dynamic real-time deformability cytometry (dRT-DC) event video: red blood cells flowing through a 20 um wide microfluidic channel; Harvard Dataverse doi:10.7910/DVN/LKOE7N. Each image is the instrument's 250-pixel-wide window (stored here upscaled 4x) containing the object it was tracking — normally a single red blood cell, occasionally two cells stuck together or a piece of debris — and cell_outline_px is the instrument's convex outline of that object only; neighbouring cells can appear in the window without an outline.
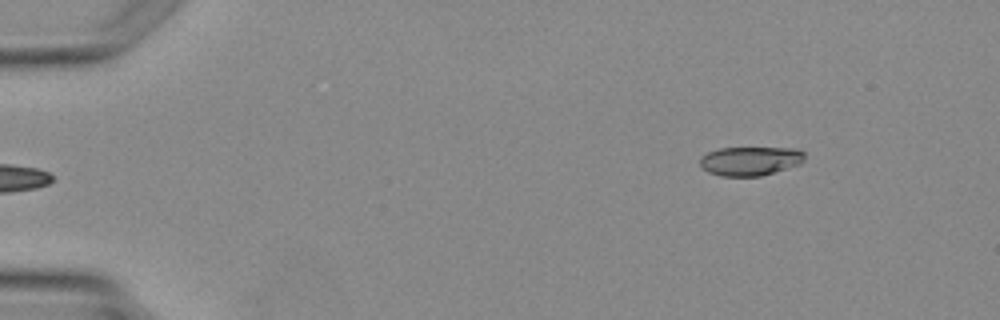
{"species": "Egyptian fruit bat (a non-hibernating species)", "species_latin": "Rousettus aegyptiacus", "temperature_condition": "warm", "stored_images_in_passage": 2, "camera_frame_rate_fps": 3000, "um_per_image_px": 0.085, "animal": {"sex": "female"}, "frame": {"image": 1, "passage_image": 1, "time_ms": 0.0, "image_size_px": [1000, 320], "cell_outline_px": [[804, 160], [800, 164], [788, 168], [760, 176], [720, 176], [708, 172], [700, 164], [700, 156], [708, 152], [720, 148], [796, 148], [804, 152]], "centroid_in_image_um": [63.77, 13.68], "position_along_channel_um": 21.2, "area_um2": 17.69}}